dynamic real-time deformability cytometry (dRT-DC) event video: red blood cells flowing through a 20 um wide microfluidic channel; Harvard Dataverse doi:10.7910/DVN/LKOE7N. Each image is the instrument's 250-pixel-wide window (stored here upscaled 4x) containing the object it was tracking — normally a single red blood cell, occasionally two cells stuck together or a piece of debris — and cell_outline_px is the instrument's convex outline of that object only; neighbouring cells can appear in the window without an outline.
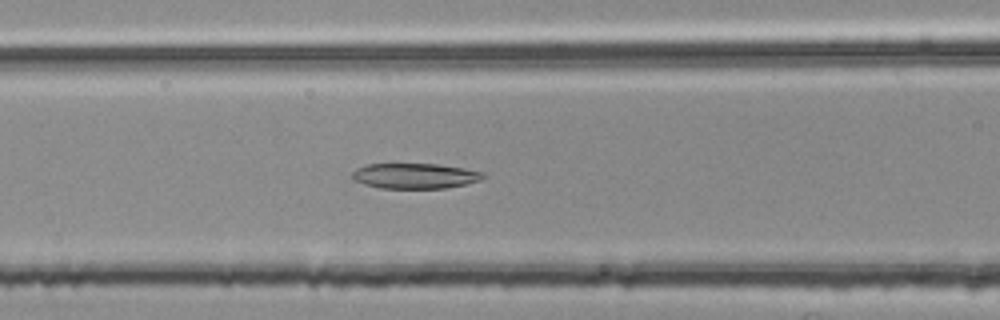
{"species": "common noctule bat (a hibernating species)", "species_latin": "Nyctalus noctula", "temperature_condition": "room temperature", "stored_images_in_passage": 49, "camera_frame_rate_fps": 3000, "um_per_image_px": 0.085, "animal": {"sex": "female", "body_mass_g": 25.1}, "frame": {"image": 1, "passage_image": 18, "time_ms": 5.667, "image_size_px": [1000, 320], "cell_outline_px": [[488, 176], [480, 180], [464, 184], [444, 188], [380, 188], [364, 184], [352, 180], [352, 172], [356, 168], [368, 164], [436, 164], [464, 168], [484, 172]], "centroid_in_image_um": [35.26, 14.95], "position_along_channel_um": 131.3, "area_um2": 19.36}}
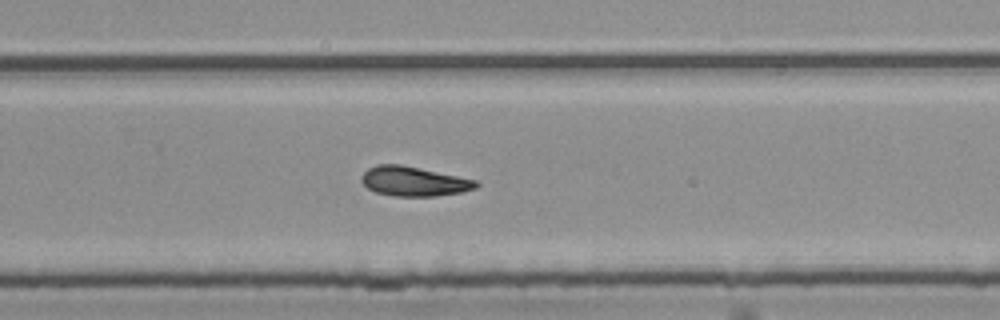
{"frame": {"image": 2, "passage_image": 31, "time_ms": 10.0, "image_size_px": [1000, 320], "cell_outline_px": [[480, 184], [476, 188], [460, 192], [436, 196], [396, 196], [376, 192], [368, 188], [360, 180], [360, 176], [368, 168], [376, 164], [400, 164], [476, 180]], "centroid_in_image_um": [35.14, 15.41], "position_along_channel_um": 294.7, "area_um2": 19.59}}
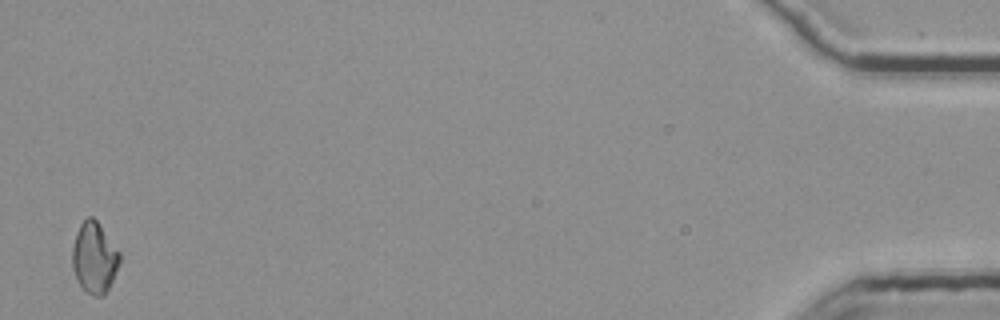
{"frame": {"image": 3, "passage_image": 49, "time_ms": 16.0, "image_size_px": [1000, 320], "cell_outline_px": [[120, 264], [104, 296], [92, 296], [76, 280], [72, 268], [72, 248], [76, 232], [80, 224], [88, 216], [92, 216], [96, 220], [120, 252]], "centroid_in_image_um": [8.01, 21.91], "position_along_channel_um": 427.2, "area_um2": 19.54}}